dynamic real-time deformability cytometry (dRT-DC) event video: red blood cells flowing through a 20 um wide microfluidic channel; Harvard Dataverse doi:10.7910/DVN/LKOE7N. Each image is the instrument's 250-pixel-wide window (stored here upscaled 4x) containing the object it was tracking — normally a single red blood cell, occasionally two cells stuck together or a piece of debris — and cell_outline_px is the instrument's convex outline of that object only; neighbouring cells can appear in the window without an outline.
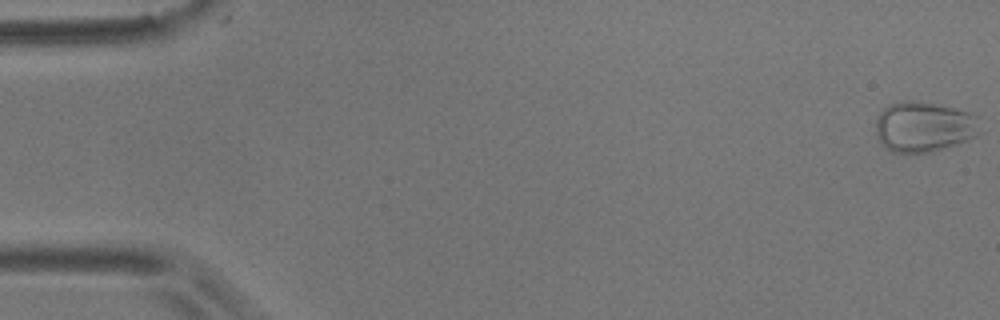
{"species": "common noctule bat (a hibernating species)", "species_latin": "Nyctalus noctula", "temperature_condition": "room temperature", "stored_images_in_passage": 6, "camera_frame_rate_fps": 3000, "um_per_image_px": 0.085, "animal": {"sex": "male", "body_mass_g": 17.9}, "frame": {"image": 1, "passage_image": 1, "time_ms": 0.0, "image_size_px": [1000, 320], "cell_outline_px": [[980, 132], [976, 136], [968, 140], [932, 152], [892, 152], [880, 140], [876, 132], [876, 120], [880, 112], [888, 104], [904, 100], [912, 100], [956, 108], [980, 116]], "centroid_in_image_um": [78.57, 10.76], "position_along_channel_um": 6.4, "area_um2": 30.69}}